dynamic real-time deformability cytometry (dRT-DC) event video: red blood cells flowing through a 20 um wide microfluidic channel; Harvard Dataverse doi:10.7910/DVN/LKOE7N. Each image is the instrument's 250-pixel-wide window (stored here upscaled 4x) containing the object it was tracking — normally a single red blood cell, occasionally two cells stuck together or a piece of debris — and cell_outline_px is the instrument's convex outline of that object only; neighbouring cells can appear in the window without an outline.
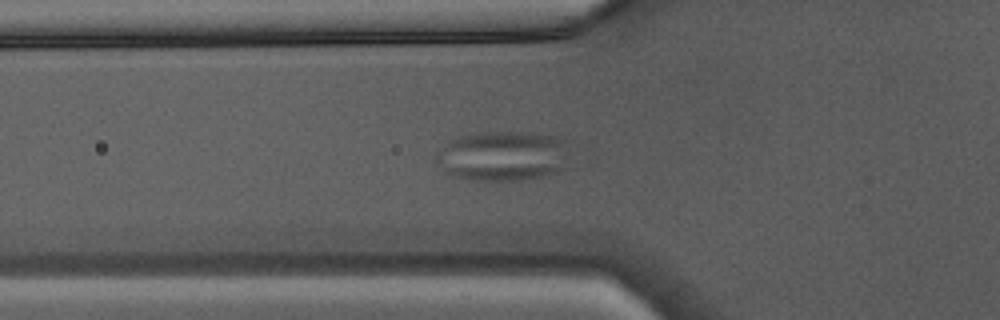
{"species": "Egyptian fruit bat (a non-hibernating species)", "species_latin": "Rousettus aegyptiacus", "temperature_condition": "warm", "stored_images_in_passage": 36, "camera_frame_rate_fps": 3000, "um_per_image_px": 0.085, "animal": {"sex": "male"}, "frame": {"image": 1, "passage_image": 13, "time_ms": 4.0, "image_size_px": [1000, 320], "cell_outline_px": [[568, 168], [556, 172], [540, 176], [520, 180], [476, 180], [456, 176], [444, 172], [436, 164], [436, 152], [448, 140], [472, 132], [528, 132], [556, 136], [564, 140]], "centroid_in_image_um": [42.7, 13.24], "position_along_channel_um": 83.1, "area_um2": 39.13}}
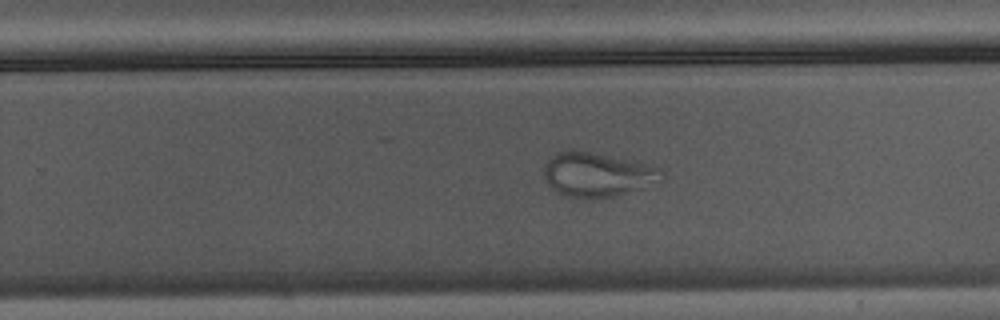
{"frame": {"image": 2, "passage_image": 26, "time_ms": 8.333, "image_size_px": [1000, 320], "cell_outline_px": [[664, 180], [660, 184], [648, 188], [612, 196], [576, 200], [552, 188], [548, 184], [544, 176], [544, 164], [556, 152], [568, 148], [572, 148], [592, 152], [664, 168]], "centroid_in_image_um": [50.83, 14.84], "position_along_channel_um": 279.0, "area_um2": 31.15}}
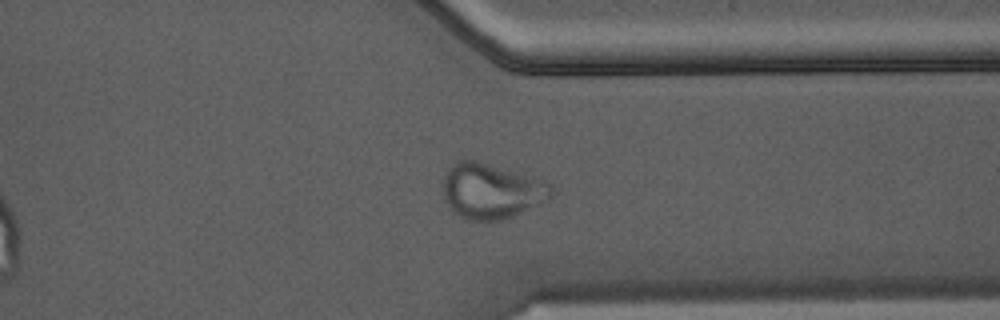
{"frame": {"image": 3, "passage_image": 32, "time_ms": 10.333, "image_size_px": [1000, 320], "cell_outline_px": [[552, 196], [512, 216], [500, 220], [464, 220], [452, 212], [448, 208], [444, 196], [440, 180], [448, 168], [456, 160], [476, 160], [540, 180], [552, 184]], "centroid_in_image_um": [41.64, 16.24], "position_along_channel_um": 369.8, "area_um2": 34.68}}